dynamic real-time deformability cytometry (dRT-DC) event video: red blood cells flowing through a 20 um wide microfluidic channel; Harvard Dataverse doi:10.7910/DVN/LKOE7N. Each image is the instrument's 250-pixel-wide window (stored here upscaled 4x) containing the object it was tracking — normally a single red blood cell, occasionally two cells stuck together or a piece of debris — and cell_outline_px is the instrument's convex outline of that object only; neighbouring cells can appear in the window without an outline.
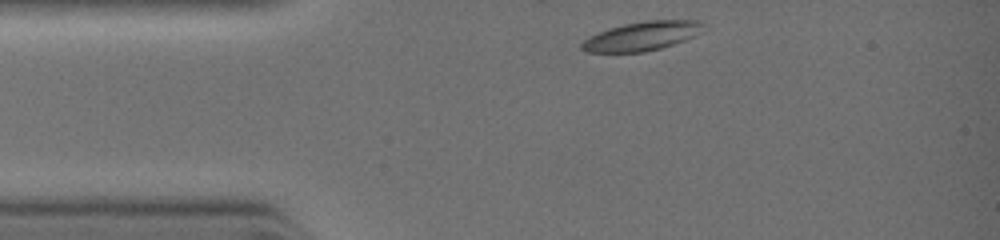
{"species": "common noctule bat (a hibernating species)", "species_latin": "Nyctalus noctula", "temperature_condition": "warm", "stored_images_in_passage": 10, "camera_frame_rate_fps": 3000, "um_per_image_px": 0.085, "animal": {"sex": "female", "body_mass_g": 19.0, "forearm_length_mm": 51.5}, "frame": {"image": 1, "passage_image": 1, "time_ms": 0.0, "image_size_px": [1000, 240], "cell_outline_px": [[708, 28], [684, 40], [660, 48], [644, 52], [588, 52], [580, 48], [580, 44], [584, 40], [608, 28], [624, 24], [648, 20], [696, 20], [704, 24]], "centroid_in_image_um": [54.59, 3.06], "position_along_channel_um": 30.4, "area_um2": 20.35}}
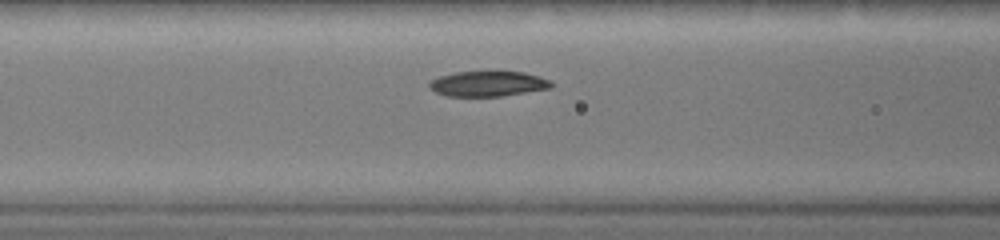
{"frame": {"image": 2, "passage_image": 6, "time_ms": 2.333, "image_size_px": [1000, 240], "cell_outline_px": [[552, 88], [500, 96], [448, 96], [436, 92], [428, 88], [428, 84], [432, 80], [440, 76], [456, 72], [524, 72], [540, 76], [552, 80]], "centroid_in_image_um": [41.5, 7.12], "position_along_channel_um": 125.1, "area_um2": 17.86}}
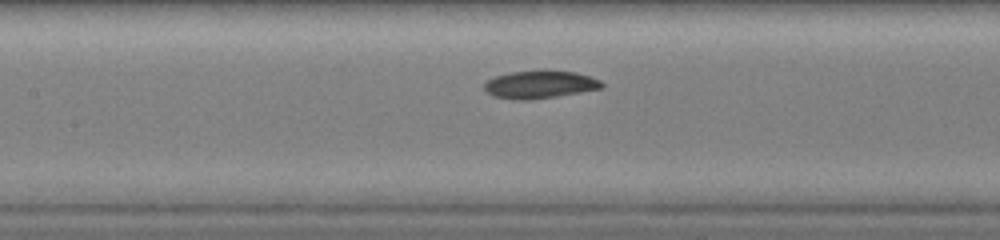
{"frame": {"image": 3, "passage_image": 8, "time_ms": 3.0, "image_size_px": [1000, 240], "cell_outline_px": [[604, 88], [556, 96], [528, 100], [520, 100], [492, 96], [484, 92], [484, 84], [488, 80], [496, 76], [508, 72], [540, 68], [544, 68], [576, 72], [600, 80], [604, 84]], "centroid_in_image_um": [45.87, 7.15], "position_along_channel_um": 161.5, "area_um2": 19.59}}